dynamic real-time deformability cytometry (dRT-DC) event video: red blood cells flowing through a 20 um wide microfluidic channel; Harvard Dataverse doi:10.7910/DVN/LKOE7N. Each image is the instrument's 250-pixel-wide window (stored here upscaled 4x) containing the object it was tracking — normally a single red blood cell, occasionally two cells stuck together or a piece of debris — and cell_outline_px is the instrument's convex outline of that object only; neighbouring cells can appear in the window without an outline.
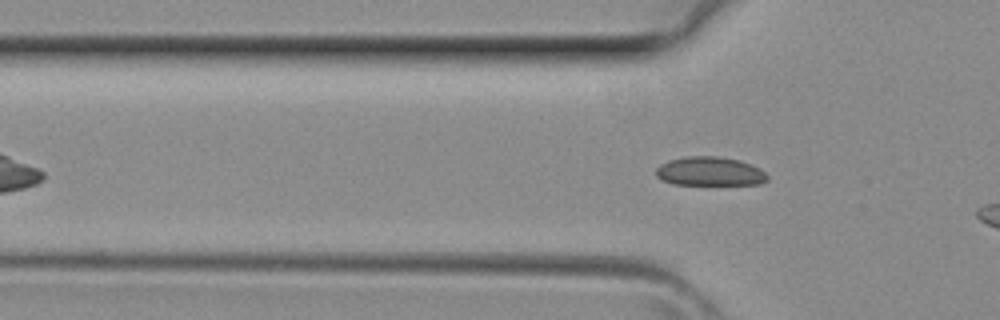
{"species": "common noctule bat (a hibernating species)", "species_latin": "Nyctalus noctula", "temperature_condition": "room temperature", "stored_images_in_passage": 5, "camera_frame_rate_fps": 3000, "um_per_image_px": 0.085, "animal": {"sex": "female", "body_mass_g": 29.2, "forearm_length_mm": 56.3}, "frame": {"image": 1, "passage_image": 4, "time_ms": 1.0, "image_size_px": [1000, 320], "cell_outline_px": [[768, 180], [760, 184], [672, 184], [660, 180], [656, 176], [656, 168], [660, 164], [668, 160], [684, 156], [720, 156], [740, 160], [752, 164], [760, 168], [768, 176]], "centroid_in_image_um": [60.32, 14.56], "position_along_channel_um": 65.5, "area_um2": 19.02}}